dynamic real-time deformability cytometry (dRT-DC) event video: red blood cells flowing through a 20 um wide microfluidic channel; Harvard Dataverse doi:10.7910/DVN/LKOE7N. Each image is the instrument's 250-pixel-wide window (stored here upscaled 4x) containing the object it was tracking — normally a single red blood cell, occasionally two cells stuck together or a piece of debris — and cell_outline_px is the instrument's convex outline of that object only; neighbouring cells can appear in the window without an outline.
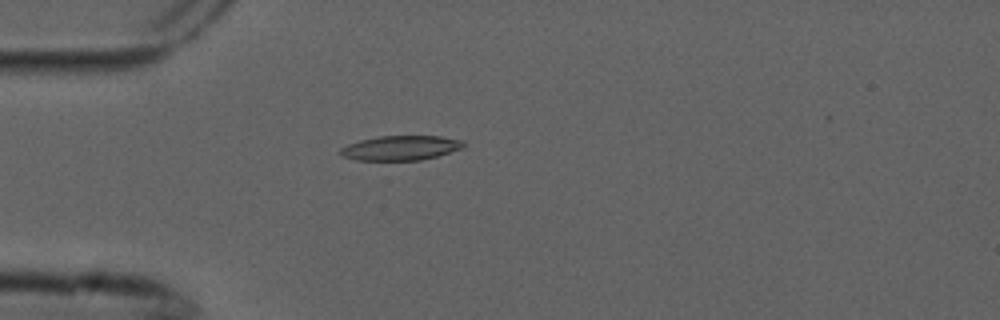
{"species": "common noctule bat (a hibernating species)", "species_latin": "Nyctalus noctula", "temperature_condition": "cold", "stored_images_in_passage": 4, "camera_frame_rate_fps": 3000, "um_per_image_px": 0.085, "animal": {"sex": "male", "forearm_length_mm": 52.5}, "frame": {"image": 1, "passage_image": 3, "time_ms": 0.667, "image_size_px": [1000, 320], "cell_outline_px": [[464, 148], [436, 156], [420, 160], [356, 160], [340, 156], [336, 152], [340, 148], [348, 144], [360, 140], [380, 136], [440, 136], [464, 140]], "centroid_in_image_um": [34.02, 12.57], "position_along_channel_um": 51.0, "area_um2": 17.8}}